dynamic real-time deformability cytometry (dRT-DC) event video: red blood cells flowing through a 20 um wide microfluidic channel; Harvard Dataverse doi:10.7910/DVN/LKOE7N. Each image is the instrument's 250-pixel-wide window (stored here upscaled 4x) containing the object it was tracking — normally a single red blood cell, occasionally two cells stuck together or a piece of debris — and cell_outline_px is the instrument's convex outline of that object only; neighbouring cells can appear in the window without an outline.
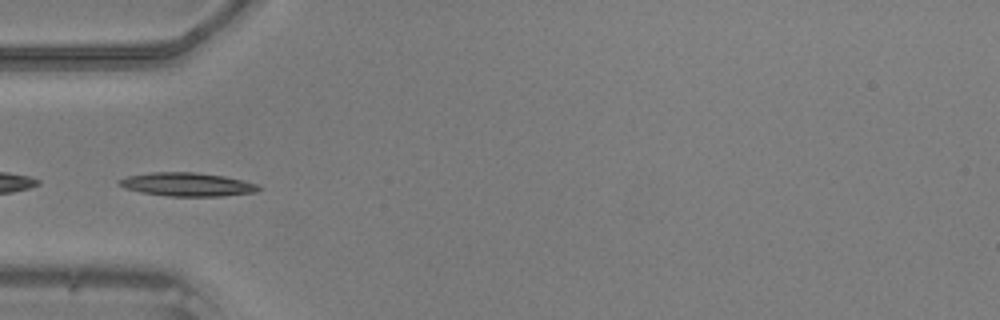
{"species": "common noctule bat (a hibernating species)", "species_latin": "Nyctalus noctula", "temperature_condition": "warm", "stored_images_in_passage": 34, "camera_frame_rate_fps": 3000, "um_per_image_px": 0.085, "animal": {"sex": "male", "body_mass_g": 20.5, "forearm_length_mm": 52.5}, "frame": {"image": 1, "passage_image": 1, "time_ms": 0.0, "image_size_px": [1000, 320], "cell_outline_px": [[264, 188], [256, 192], [224, 196], [168, 196], [140, 192], [124, 188], [116, 180], [128, 176], [152, 172], [192, 172], [224, 176], [256, 184]], "centroid_in_image_um": [15.91, 15.68], "position_along_channel_um": 69.1, "area_um2": 19.07}}
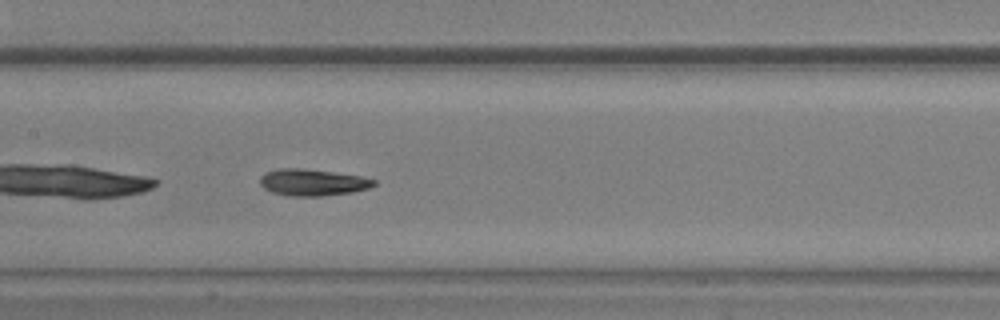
{"frame": {"image": 2, "passage_image": 9, "time_ms": 2.667, "image_size_px": [1000, 320], "cell_outline_px": [[376, 184], [368, 188], [352, 192], [324, 196], [288, 196], [272, 192], [264, 188], [260, 184], [260, 176], [264, 172], [280, 168], [304, 168], [360, 176], [376, 180]], "centroid_in_image_um": [26.54, 15.5], "position_along_channel_um": 180.9, "area_um2": 17.74}}
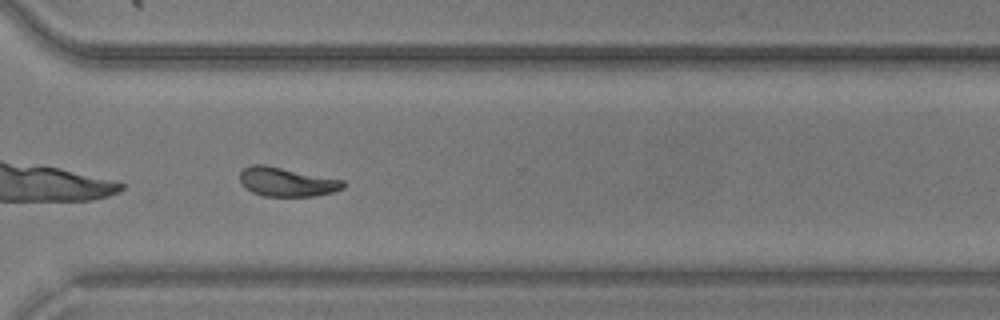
{"frame": {"image": 3, "passage_image": 21, "time_ms": 6.667, "image_size_px": [1000, 320], "cell_outline_px": [[344, 188], [332, 192], [316, 196], [264, 196], [252, 192], [240, 180], [240, 172], [244, 168], [252, 164], [264, 164], [344, 180]], "centroid_in_image_um": [24.39, 15.45], "position_along_channel_um": 346.2, "area_um2": 17.34}}